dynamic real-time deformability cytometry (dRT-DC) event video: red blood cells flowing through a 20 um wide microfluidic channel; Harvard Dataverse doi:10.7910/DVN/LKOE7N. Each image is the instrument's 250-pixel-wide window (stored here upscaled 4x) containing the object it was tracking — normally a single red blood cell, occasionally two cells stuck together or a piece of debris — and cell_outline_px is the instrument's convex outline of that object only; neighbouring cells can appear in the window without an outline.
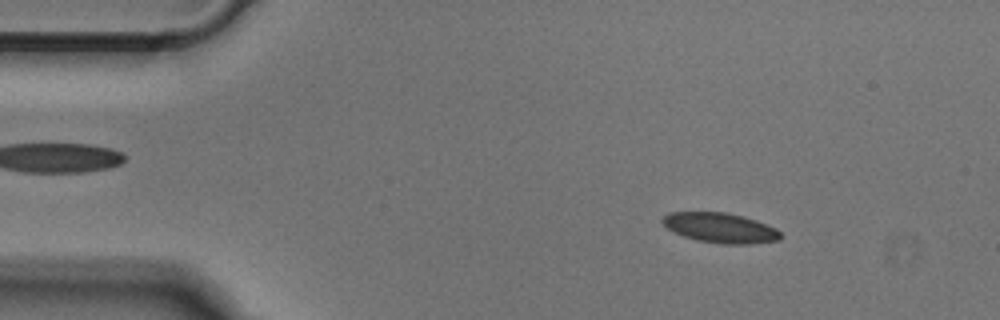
{"species": "Egyptian fruit bat (a non-hibernating species)", "species_latin": "Rousettus aegyptiacus", "temperature_condition": "cold", "stored_images_in_passage": 49, "camera_frame_rate_fps": 3000, "um_per_image_px": 0.085, "animal": {"sex": "male"}, "frame": {"image": 1, "passage_image": 6, "time_ms": 1.667, "image_size_px": [1000, 320], "cell_outline_px": [[780, 240], [748, 244], [720, 244], [696, 240], [684, 236], [668, 228], [660, 220], [668, 212], [728, 212], [744, 216], [756, 220], [776, 228], [780, 232]], "centroid_in_image_um": [61.23, 19.36], "position_along_channel_um": 23.8, "area_um2": 20.63}}
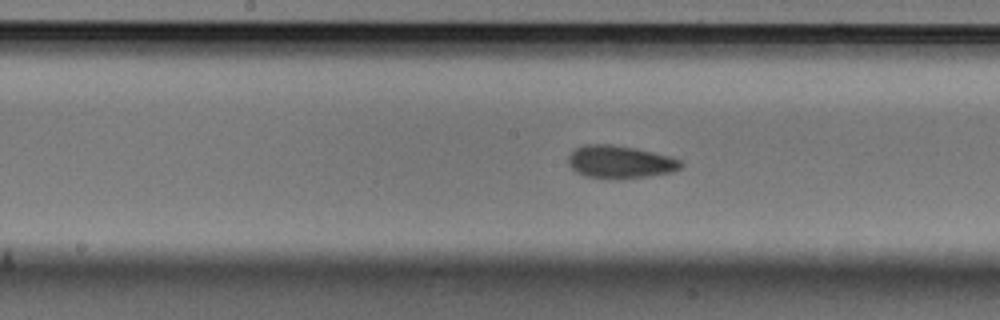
{"frame": {"image": 2, "passage_image": 24, "time_ms": 7.667, "image_size_px": [1000, 320], "cell_outline_px": [[684, 164], [680, 168], [672, 172], [648, 176], [616, 180], [584, 176], [576, 172], [568, 164], [568, 156], [576, 148], [584, 144], [612, 144], [636, 148], [668, 156], [680, 160]], "centroid_in_image_um": [52.68, 13.77], "position_along_channel_um": 195.5, "area_um2": 21.68}}
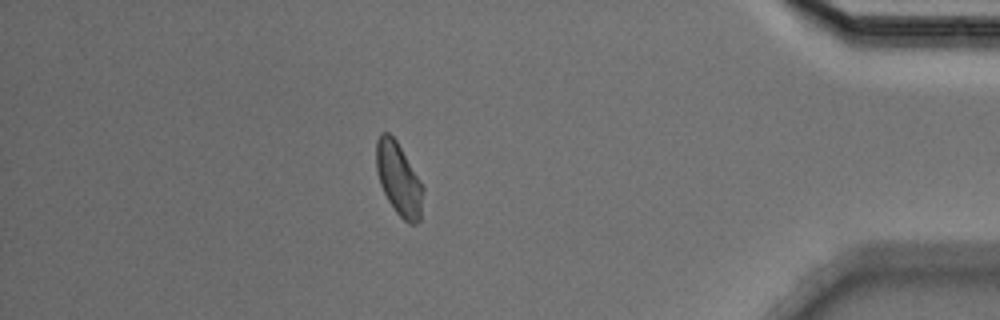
{"frame": {"image": 3, "passage_image": 43, "time_ms": 14.0, "image_size_px": [1000, 320], "cell_outline_px": [[424, 192], [420, 220], [416, 224], [408, 224], [396, 212], [388, 200], [380, 184], [376, 168], [376, 140], [380, 132], [388, 132], [396, 140], [424, 184]], "centroid_in_image_um": [33.91, 15.22], "position_along_channel_um": 401.3, "area_um2": 20.11}}